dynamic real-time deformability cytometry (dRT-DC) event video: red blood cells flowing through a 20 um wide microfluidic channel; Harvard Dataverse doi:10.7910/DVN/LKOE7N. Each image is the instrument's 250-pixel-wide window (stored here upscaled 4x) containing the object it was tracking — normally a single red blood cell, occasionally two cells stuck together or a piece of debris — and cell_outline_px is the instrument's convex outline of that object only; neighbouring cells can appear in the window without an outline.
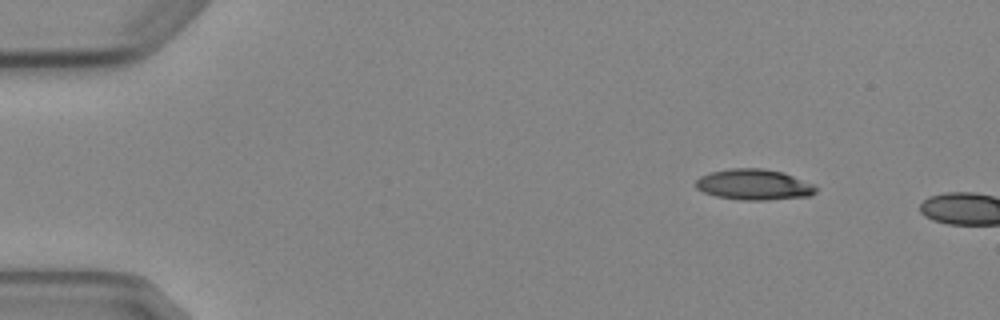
{"species": "Egyptian fruit bat (a non-hibernating species)", "species_latin": "Rousettus aegyptiacus", "temperature_condition": "cold", "stored_images_in_passage": 3, "camera_frame_rate_fps": 3000, "um_per_image_px": 0.085, "animal": {"sex": "female"}, "frame": {"image": 1, "passage_image": 2, "time_ms": 1.0, "image_size_px": [1000, 320], "cell_outline_px": [[816, 192], [808, 196], [768, 200], [740, 200], [716, 196], [704, 192], [696, 188], [696, 180], [700, 176], [712, 172], [732, 168], [764, 168], [784, 172], [812, 184], [816, 188]], "centroid_in_image_um": [64.07, 15.69], "position_along_channel_um": 20.9, "area_um2": 21.44}}